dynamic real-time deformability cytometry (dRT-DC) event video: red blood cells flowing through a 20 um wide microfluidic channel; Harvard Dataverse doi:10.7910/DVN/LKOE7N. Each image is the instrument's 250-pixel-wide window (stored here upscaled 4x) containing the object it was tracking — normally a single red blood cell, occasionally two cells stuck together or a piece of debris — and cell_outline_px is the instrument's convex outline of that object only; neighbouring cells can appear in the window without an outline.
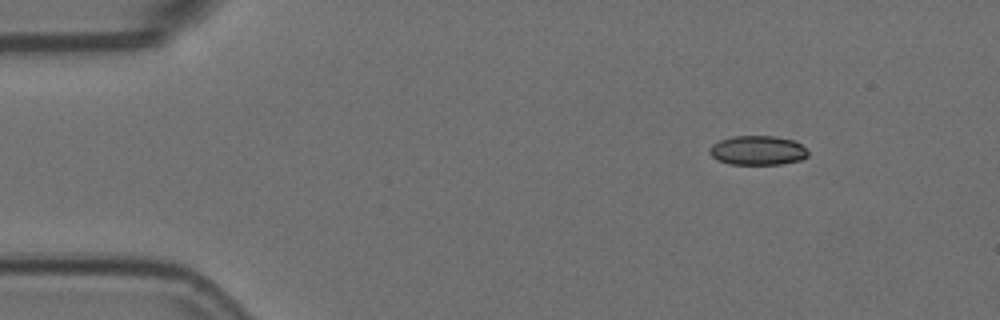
{"species": "Egyptian fruit bat (a non-hibernating species)", "species_latin": "Rousettus aegyptiacus", "temperature_condition": "room temperature", "stored_images_in_passage": 3, "camera_frame_rate_fps": 3000, "um_per_image_px": 0.085, "animal": {"sex": "female"}, "frame": {"image": 1, "passage_image": 1, "time_ms": 0.0, "image_size_px": [1000, 320], "cell_outline_px": [[808, 156], [800, 160], [780, 164], [728, 164], [716, 160], [708, 152], [708, 148], [712, 144], [720, 140], [732, 136], [776, 136], [792, 140], [800, 144], [808, 152]], "centroid_in_image_um": [64.35, 12.78], "position_along_channel_um": 20.6, "area_um2": 16.88}}
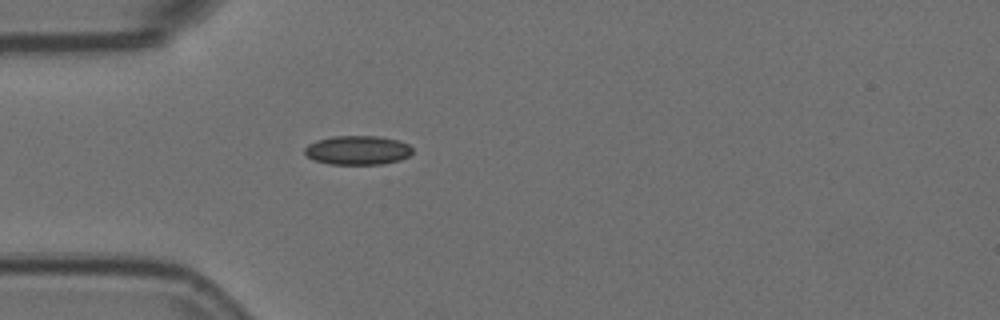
{"frame": {"image": 2, "passage_image": 3, "time_ms": 0.667, "image_size_px": [1000, 320], "cell_outline_px": [[412, 152], [408, 156], [400, 160], [380, 164], [328, 164], [312, 160], [304, 152], [304, 148], [308, 144], [316, 140], [332, 136], [380, 136], [396, 140], [408, 144], [412, 148]], "centroid_in_image_um": [30.36, 12.76], "position_along_channel_um": 54.6, "area_um2": 18.32}}